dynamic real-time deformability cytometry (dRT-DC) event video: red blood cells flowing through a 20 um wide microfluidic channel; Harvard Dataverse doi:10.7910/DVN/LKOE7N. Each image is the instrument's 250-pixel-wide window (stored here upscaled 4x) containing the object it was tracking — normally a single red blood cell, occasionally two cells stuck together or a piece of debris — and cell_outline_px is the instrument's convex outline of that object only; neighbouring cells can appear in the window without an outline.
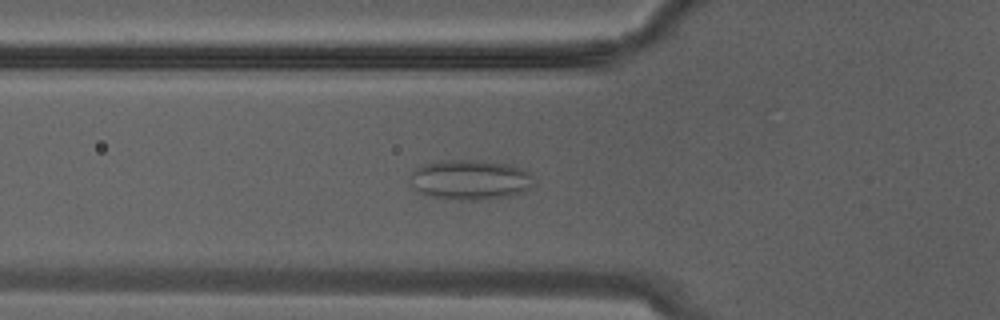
{"species": "Egyptian fruit bat (a non-hibernating species)", "species_latin": "Rousettus aegyptiacus", "temperature_condition": "warm", "stored_images_in_passage": 15, "camera_frame_rate_fps": 3000, "um_per_image_px": 0.085, "animal": {"sex": "male"}, "frame": {"image": 1, "passage_image": 9, "time_ms": 2.667, "image_size_px": [1000, 320], "cell_outline_px": [[532, 184], [524, 192], [512, 196], [488, 200], [456, 200], [432, 196], [416, 192], [408, 180], [412, 172], [416, 168], [424, 164], [440, 160], [484, 160], [508, 164], [520, 168], [528, 172]], "centroid_in_image_um": [39.91, 15.29], "position_along_channel_um": 85.9, "area_um2": 29.13}}